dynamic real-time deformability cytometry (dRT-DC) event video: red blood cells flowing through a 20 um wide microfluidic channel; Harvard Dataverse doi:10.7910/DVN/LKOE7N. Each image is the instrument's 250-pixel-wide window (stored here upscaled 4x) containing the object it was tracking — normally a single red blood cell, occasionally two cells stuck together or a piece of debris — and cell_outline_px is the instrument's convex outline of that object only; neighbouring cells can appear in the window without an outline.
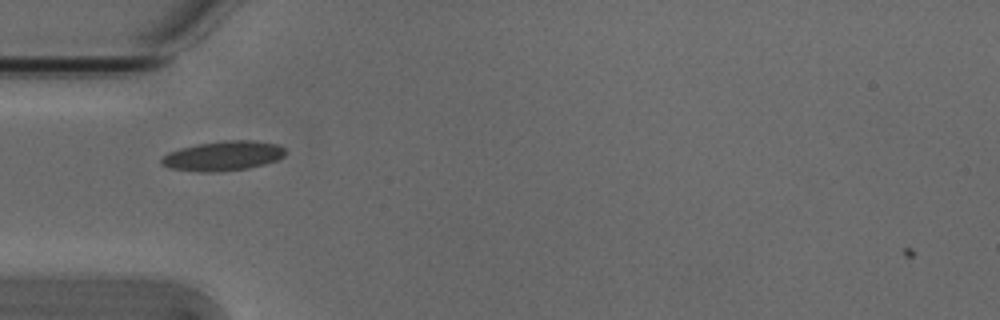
{"species": "Egyptian fruit bat (a non-hibernating species)", "species_latin": "Rousettus aegyptiacus", "temperature_condition": "cold", "stored_images_in_passage": 40, "camera_frame_rate_fps": 3000, "um_per_image_px": 0.085, "animal": {"sex": "male"}, "frame": {"image": 1, "passage_image": 3, "time_ms": 0.667, "image_size_px": [1000, 320], "cell_outline_px": [[284, 156], [276, 160], [264, 164], [248, 168], [216, 172], [200, 172], [172, 168], [160, 164], [160, 160], [168, 152], [180, 148], [200, 144], [224, 140], [256, 140], [280, 144], [284, 148]], "centroid_in_image_um": [18.98, 13.24], "position_along_channel_um": 66.0, "area_um2": 21.39}}
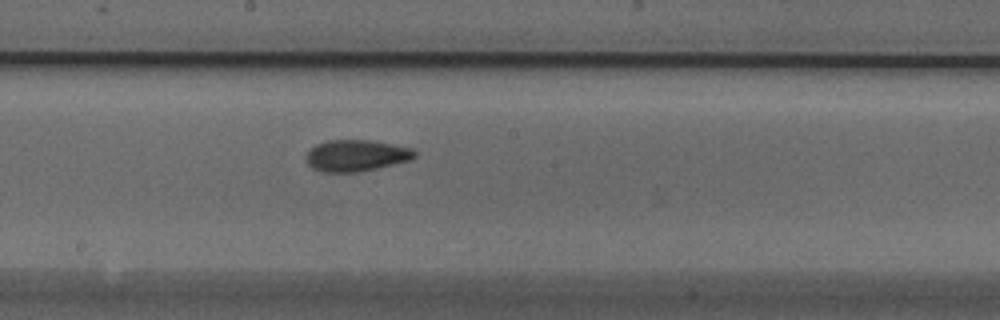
{"frame": {"image": 2, "passage_image": 15, "time_ms": 4.667, "image_size_px": [1000, 320], "cell_outline_px": [[416, 156], [412, 160], [376, 168], [356, 172], [324, 172], [312, 168], [308, 164], [304, 156], [316, 144], [328, 140], [372, 140], [412, 148], [416, 152]], "centroid_in_image_um": [30.28, 13.22], "position_along_channel_um": 217.9, "area_um2": 19.94}}
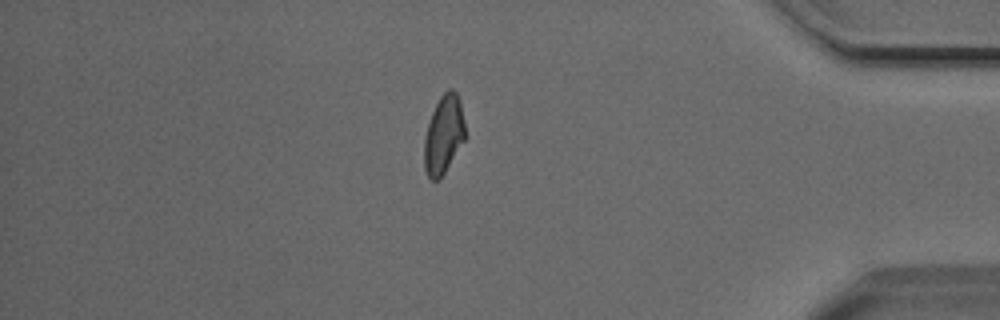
{"frame": {"image": 3, "passage_image": 32, "time_ms": 10.333, "image_size_px": [1000, 320], "cell_outline_px": [[464, 140], [444, 172], [436, 180], [432, 180], [428, 176], [424, 168], [424, 140], [428, 124], [432, 112], [440, 96], [448, 88], [452, 88], [456, 92], [460, 100], [464, 124]], "centroid_in_image_um": [37.69, 11.4], "position_along_channel_um": 397.5, "area_um2": 18.32}, "authors_computed_cell_mechanics": {"area_um2": 19.1318, "velocity_mm_per_s": 3.8062, "shape_relaxation_time_tau1_ms": null, "shape_relaxation_time_tau2_ms": 2.3377, "deformation_change_tau1": null, "deformation_change_tau2": 0.067}}